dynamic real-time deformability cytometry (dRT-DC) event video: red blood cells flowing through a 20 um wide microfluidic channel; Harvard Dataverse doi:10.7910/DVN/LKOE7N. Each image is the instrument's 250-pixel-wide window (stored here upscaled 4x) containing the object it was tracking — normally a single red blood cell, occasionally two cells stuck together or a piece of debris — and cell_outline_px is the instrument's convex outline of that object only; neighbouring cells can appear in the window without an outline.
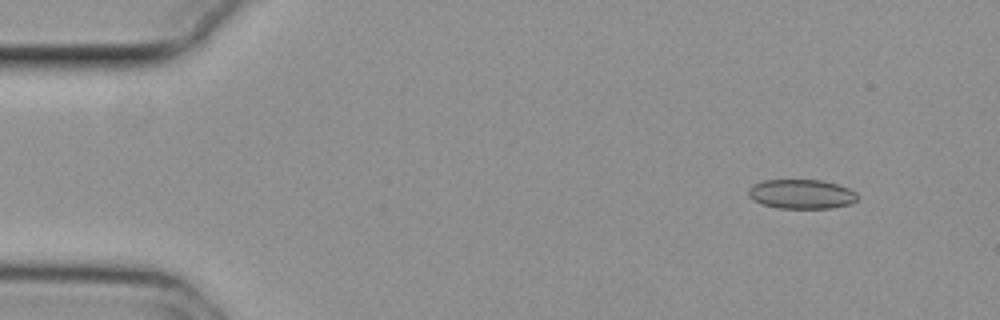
{"species": "common noctule bat (a hibernating species)", "species_latin": "Nyctalus noctula", "temperature_condition": "cold", "stored_images_in_passage": 52, "camera_frame_rate_fps": 3000, "um_per_image_px": 0.085, "animal": {"sex": "female", "body_mass_g": 29.2, "forearm_length_mm": 56.3}, "frame": {"image": 1, "passage_image": 2, "time_ms": 0.333, "image_size_px": [1000, 320], "cell_outline_px": [[860, 196], [856, 200], [848, 204], [832, 208], [780, 208], [764, 204], [752, 200], [748, 196], [748, 188], [752, 184], [764, 180], [820, 180], [836, 184], [848, 188], [856, 192]], "centroid_in_image_um": [68.1, 16.49], "position_along_channel_um": 16.9, "area_um2": 18.67}}
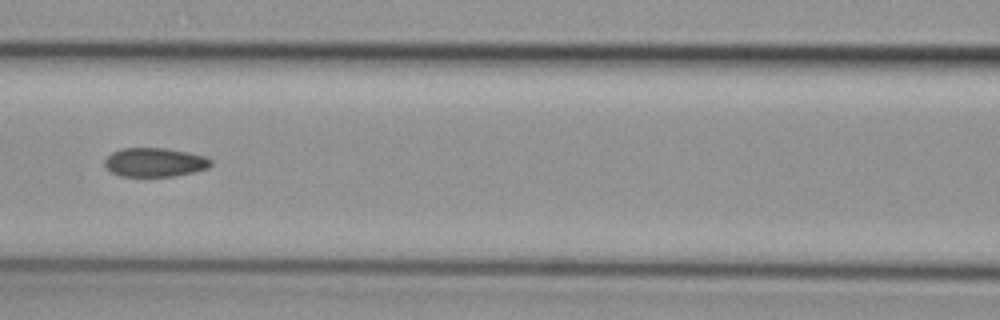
{"frame": {"image": 2, "passage_image": 21, "time_ms": 6.667, "image_size_px": [1000, 320], "cell_outline_px": [[212, 164], [208, 168], [176, 176], [120, 176], [112, 172], [104, 164], [104, 160], [112, 152], [120, 148], [164, 148], [188, 152], [204, 156], [212, 160]], "centroid_in_image_um": [13.15, 13.79], "position_along_channel_um": 153.4, "area_um2": 17.86}}
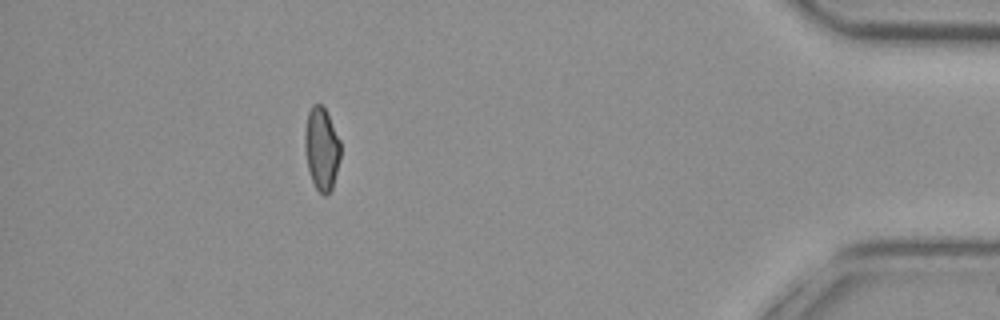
{"frame": {"image": 3, "passage_image": 46, "time_ms": 15.0, "image_size_px": [1000, 320], "cell_outline_px": [[340, 156], [332, 188], [324, 196], [316, 188], [312, 180], [308, 168], [304, 148], [304, 132], [308, 112], [312, 104], [320, 104], [324, 108], [340, 140]], "centroid_in_image_um": [27.31, 12.62], "position_along_channel_um": 407.9, "area_um2": 16.99}, "authors_computed_cell_mechanics": {"area_um2": 18.3226, "velocity_mm_per_s": 3.7364, "shape_relaxation_time_tau1_ms": null, "shape_relaxation_time_tau2_ms": 3.2652, "deformation_change_tau1": null, "deformation_change_tau2": 0.0857}}